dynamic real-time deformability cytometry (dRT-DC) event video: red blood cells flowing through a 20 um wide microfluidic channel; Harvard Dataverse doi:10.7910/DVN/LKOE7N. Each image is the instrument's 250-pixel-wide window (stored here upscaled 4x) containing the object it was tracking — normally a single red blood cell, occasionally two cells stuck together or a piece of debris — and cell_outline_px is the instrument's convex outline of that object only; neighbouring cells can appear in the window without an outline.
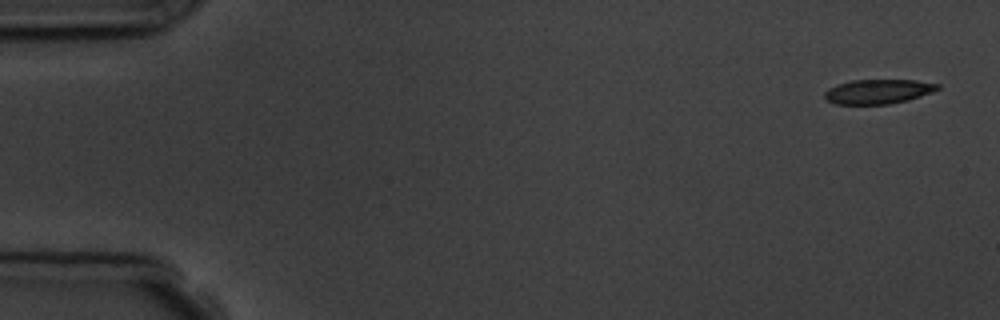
{"species": "common noctule bat (a hibernating species)", "species_latin": "Nyctalus noctula", "temperature_condition": "room temperature", "stored_images_in_passage": 7, "segment_of_instrument_passage": [2, 2], "camera_frame_rate_fps": 3000, "um_per_image_px": 0.085, "animal": {"sex": "male", "body_mass_g": 19.5, "forearm_length_mm": 54.6}, "frame": {"image": 1, "passage_image": 7, "time_ms": 8.0, "image_size_px": [1000, 320], "cell_outline_px": [[940, 88], [932, 92], [908, 100], [888, 104], [836, 104], [828, 100], [824, 96], [824, 92], [828, 88], [836, 84], [852, 80], [916, 80], [940, 84]], "centroid_in_image_um": [74.64, 7.77], "position_along_channel_um": 10.4, "area_um2": 16.13}}